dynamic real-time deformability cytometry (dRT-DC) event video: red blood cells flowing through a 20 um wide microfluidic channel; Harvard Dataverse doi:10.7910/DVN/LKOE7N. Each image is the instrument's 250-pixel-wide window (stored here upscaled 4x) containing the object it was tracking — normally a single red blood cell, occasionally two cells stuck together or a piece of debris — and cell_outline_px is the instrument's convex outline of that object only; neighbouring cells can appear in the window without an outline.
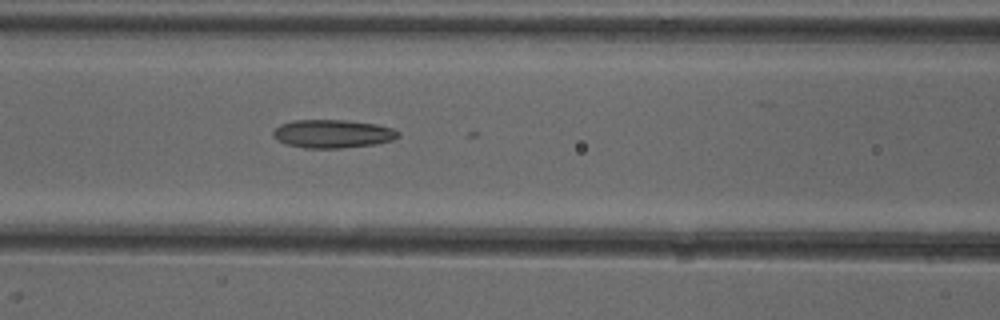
{"species": "common noctule bat (a hibernating species)", "species_latin": "Nyctalus noctula", "temperature_condition": "cold", "stored_images_in_passage": 29, "camera_frame_rate_fps": 3000, "um_per_image_px": 0.085, "animal": {"sex": "female"}, "frame": {"image": 1, "passage_image": 22, "time_ms": 7.0, "image_size_px": [1000, 320], "cell_outline_px": [[400, 136], [392, 140], [376, 144], [340, 148], [304, 148], [288, 144], [272, 136], [272, 132], [280, 124], [292, 120], [344, 120], [376, 124], [392, 128], [400, 132]], "centroid_in_image_um": [28.29, 11.37], "position_along_channel_um": 138.3, "area_um2": 20.58}}
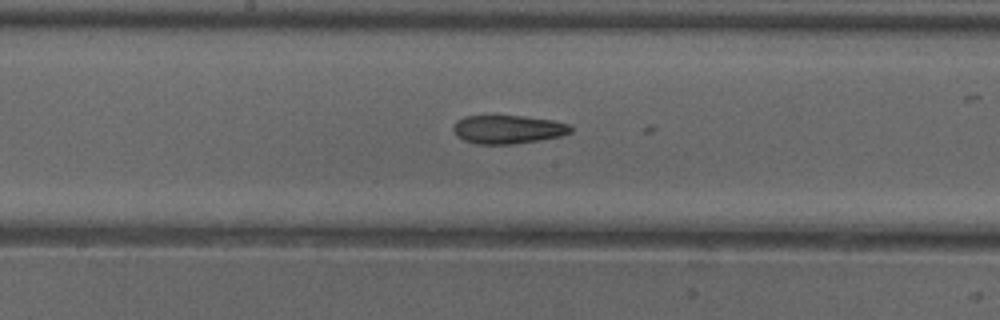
{"frame": {"image": 2, "passage_image": 27, "time_ms": 8.667, "image_size_px": [1000, 320], "cell_outline_px": [[572, 132], [560, 136], [540, 140], [512, 144], [476, 144], [464, 140], [456, 136], [452, 128], [456, 120], [464, 116], [524, 116], [552, 120], [568, 124], [572, 128]], "centroid_in_image_um": [43.15, 11.0], "position_along_channel_um": 205.1, "area_um2": 19.54}}